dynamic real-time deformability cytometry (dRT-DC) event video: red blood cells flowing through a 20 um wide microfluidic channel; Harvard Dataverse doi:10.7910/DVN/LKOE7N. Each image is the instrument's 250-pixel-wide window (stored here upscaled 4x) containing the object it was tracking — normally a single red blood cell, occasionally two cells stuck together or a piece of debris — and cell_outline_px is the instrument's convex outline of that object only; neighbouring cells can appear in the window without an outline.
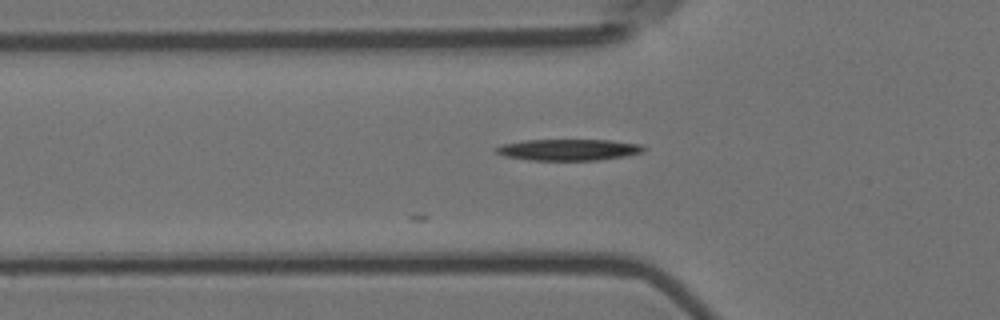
{"species": "Egyptian fruit bat (a non-hibernating species)", "species_latin": "Rousettus aegyptiacus", "temperature_condition": "room temperature", "stored_images_in_passage": 13, "camera_frame_rate_fps": 3000, "um_per_image_px": 0.085, "animal": {"sex": "female"}, "frame": {"image": 1, "passage_image": 2, "time_ms": 0.333, "image_size_px": [1000, 320], "cell_outline_px": [[648, 148], [644, 152], [624, 156], [600, 160], [528, 160], [504, 156], [496, 152], [496, 148], [500, 144], [524, 140], [612, 140], [640, 144]], "centroid_in_image_um": [48.35, 12.72], "position_along_channel_um": 77.5, "area_um2": 18.5}}
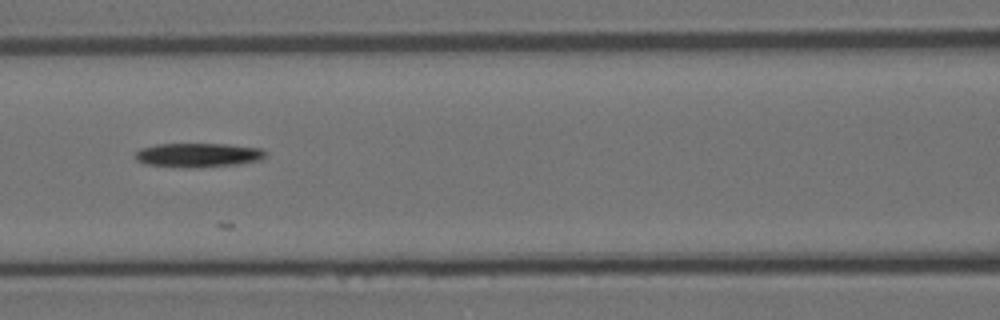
{"frame": {"image": 2, "passage_image": 8, "time_ms": 2.333, "image_size_px": [1000, 320], "cell_outline_px": [[268, 156], [260, 160], [240, 164], [200, 168], [180, 168], [144, 164], [136, 160], [136, 152], [140, 148], [156, 144], [228, 144], [260, 148], [268, 152]], "centroid_in_image_um": [16.87, 13.19], "position_along_channel_um": 149.7, "area_um2": 18.79}}
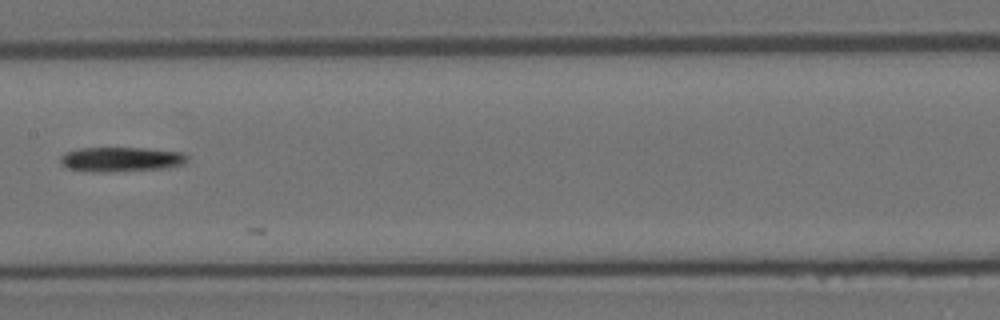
{"frame": {"image": 3, "passage_image": 12, "time_ms": 3.667, "image_size_px": [1000, 320], "cell_outline_px": [[188, 160], [184, 164], [168, 168], [112, 172], [92, 172], [68, 168], [60, 164], [60, 156], [64, 152], [80, 148], [144, 148], [184, 152], [188, 156]], "centroid_in_image_um": [10.3, 13.55], "position_along_channel_um": 197.1, "area_um2": 18.55}}